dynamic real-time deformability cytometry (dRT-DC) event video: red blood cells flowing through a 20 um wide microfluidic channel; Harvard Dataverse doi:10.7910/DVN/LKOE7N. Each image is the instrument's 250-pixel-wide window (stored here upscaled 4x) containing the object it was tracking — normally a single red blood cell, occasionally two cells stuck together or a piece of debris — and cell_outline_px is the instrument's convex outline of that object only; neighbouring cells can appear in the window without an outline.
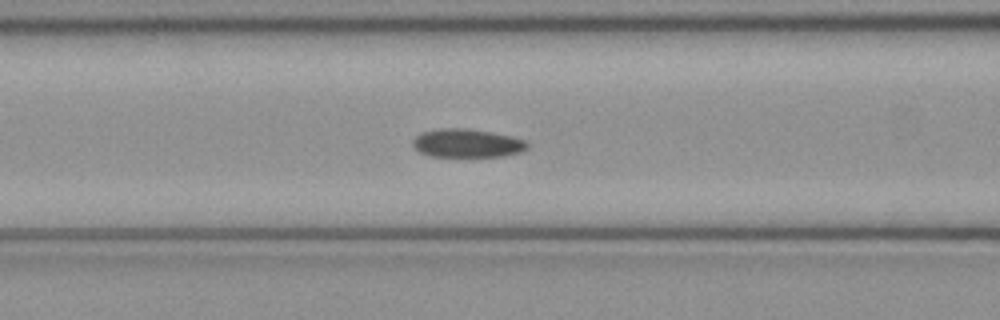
{"species": "common noctule bat (a hibernating species)", "species_latin": "Nyctalus noctula", "temperature_condition": "cold", "stored_images_in_passage": 51, "camera_frame_rate_fps": 3000, "um_per_image_px": 0.085, "animal": {"sex": "female", "body_mass_g": 21.9}, "frame": {"image": 1, "passage_image": 21, "time_ms": 6.667, "image_size_px": [1000, 320], "cell_outline_px": [[528, 148], [520, 152], [504, 156], [432, 156], [420, 152], [412, 144], [412, 140], [420, 132], [440, 128], [468, 128], [492, 132], [512, 136], [524, 140], [528, 144]], "centroid_in_image_um": [39.7, 12.16], "position_along_channel_um": 126.9, "area_um2": 19.02}}
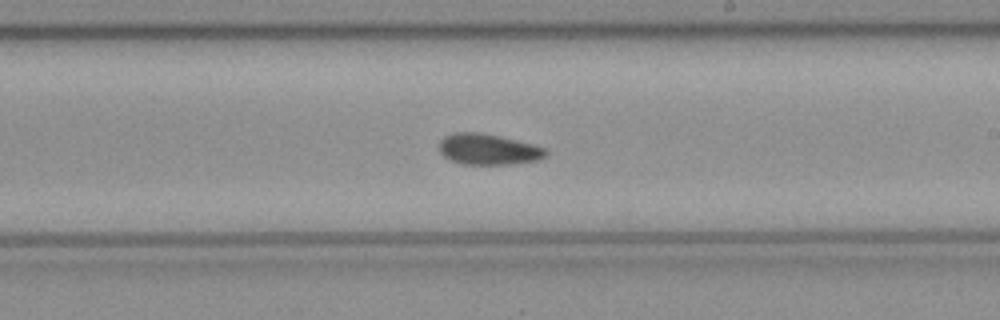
{"frame": {"image": 2, "passage_image": 30, "time_ms": 9.667, "image_size_px": [1000, 320], "cell_outline_px": [[548, 152], [540, 160], [512, 164], [464, 164], [452, 160], [444, 156], [440, 152], [440, 140], [444, 136], [452, 132], [480, 132], [500, 136], [548, 148]], "centroid_in_image_um": [41.52, 12.68], "position_along_channel_um": 247.5, "area_um2": 19.25}}
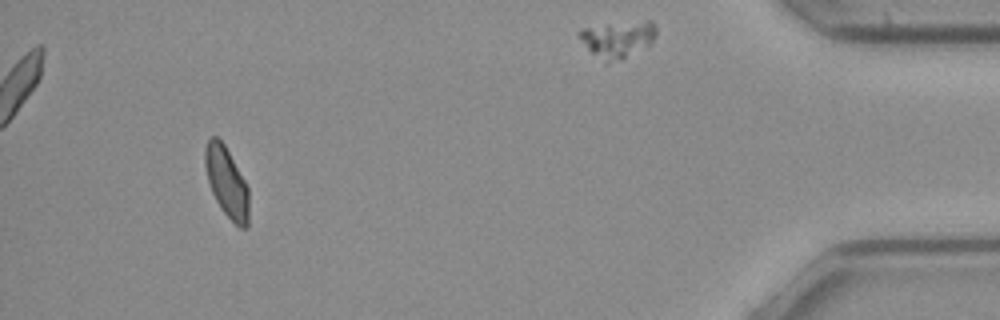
{"frame": {"image": 3, "passage_image": 48, "time_ms": 15.667, "image_size_px": [1000, 320], "cell_outline_px": [[248, 228], [240, 228], [220, 208], [212, 192], [208, 180], [204, 164], [204, 148], [208, 140], [212, 136], [216, 136], [224, 144], [244, 180], [248, 188]], "centroid_in_image_um": [19.25, 15.48], "position_along_channel_um": 416.0, "area_um2": 17.69}, "authors_computed_cell_mechanics": {"area_um2": 19.0162, "velocity_mm_per_s": 4.0056, "shape_relaxation_time_tau1_ms": null, "shape_relaxation_time_tau2_ms": 5.4287, "deformation_change_tau1": null, "deformation_change_tau2": 0.102}}